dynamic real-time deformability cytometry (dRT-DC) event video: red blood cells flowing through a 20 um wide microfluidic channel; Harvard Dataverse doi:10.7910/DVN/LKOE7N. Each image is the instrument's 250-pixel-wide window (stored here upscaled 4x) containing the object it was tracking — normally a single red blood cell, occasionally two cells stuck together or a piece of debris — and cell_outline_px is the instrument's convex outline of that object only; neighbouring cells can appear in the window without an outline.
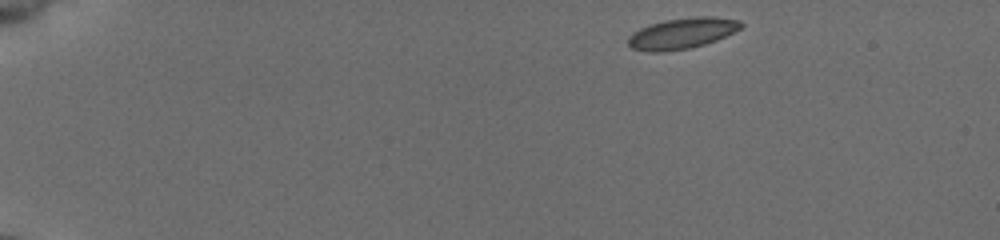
{"species": "common noctule bat (a hibernating species)", "species_latin": "Nyctalus noctula", "temperature_condition": "cold", "stored_images_in_passage": 46, "camera_frame_rate_fps": 3000, "um_per_image_px": 0.085, "animal": {"sex": "female", "body_mass_g": 19.5, "forearm_length_mm": 54.1}, "frame": {"image": 1, "passage_image": 1, "time_ms": 0.0, "image_size_px": [1000, 240], "cell_outline_px": [[744, 24], [740, 28], [716, 40], [704, 44], [688, 48], [664, 52], [648, 52], [632, 48], [628, 44], [628, 36], [632, 32], [640, 28], [664, 20], [696, 16], [712, 16], [740, 20]], "centroid_in_image_um": [57.95, 2.83], "position_along_channel_um": 27.1, "area_um2": 20.23}}
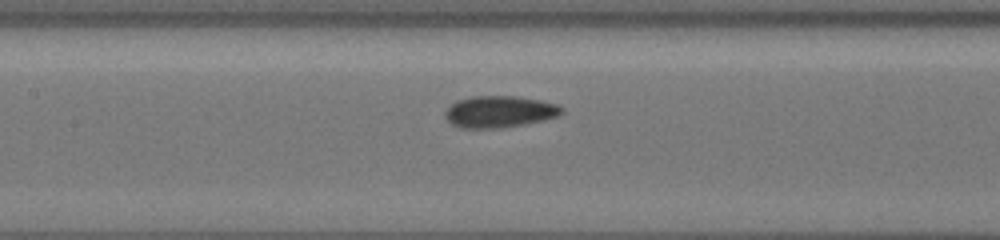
{"frame": {"image": 2, "passage_image": 20, "time_ms": 6.333, "image_size_px": [1000, 240], "cell_outline_px": [[564, 112], [560, 116], [544, 120], [524, 124], [496, 128], [460, 128], [452, 124], [444, 116], [444, 112], [456, 100], [472, 96], [516, 96], [540, 100], [560, 104], [564, 108]], "centroid_in_image_um": [42.49, 9.49], "position_along_channel_um": 164.9, "area_um2": 21.73}}
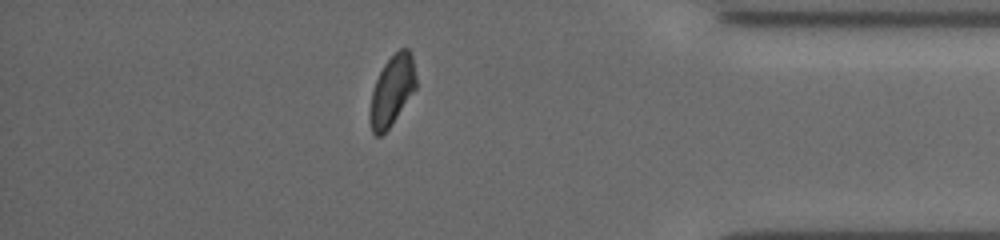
{"frame": {"image": 3, "passage_image": 40, "time_ms": 13.0, "image_size_px": [1000, 240], "cell_outline_px": [[416, 88], [388, 128], [380, 136], [376, 136], [372, 132], [372, 92], [376, 80], [384, 64], [400, 48], [408, 48], [412, 52], [416, 76]], "centroid_in_image_um": [33.37, 7.62], "position_along_channel_um": 401.8, "area_um2": 18.09}, "authors_computed_cell_mechanics": {"area_um2": 20.2011, "velocity_mm_per_s": 3.897, "shape_relaxation_time_tau1_ms": 3.5456, "shape_relaxation_time_tau2_ms": 1.0807, "deformation_change_tau1": 0.0877, "deformation_change_tau2": 0.0505}}